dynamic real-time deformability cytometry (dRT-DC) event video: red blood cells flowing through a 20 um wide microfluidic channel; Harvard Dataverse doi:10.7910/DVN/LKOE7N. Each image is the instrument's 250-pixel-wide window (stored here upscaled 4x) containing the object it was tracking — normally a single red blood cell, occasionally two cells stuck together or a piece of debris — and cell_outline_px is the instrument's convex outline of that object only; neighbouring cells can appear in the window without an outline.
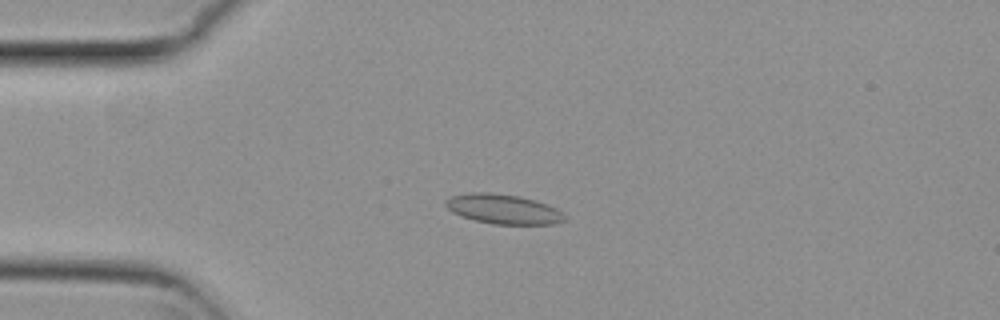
{"species": "common noctule bat (a hibernating species)", "species_latin": "Nyctalus noctula", "temperature_condition": "cold", "stored_images_in_passage": 54, "camera_frame_rate_fps": 3000, "um_per_image_px": 0.085, "animal": {"sex": "female", "body_mass_g": 29.2, "forearm_length_mm": 56.3}, "frame": {"image": 1, "passage_image": 13, "time_ms": 4.0, "image_size_px": [1000, 320], "cell_outline_px": [[564, 220], [552, 224], [492, 224], [476, 220], [452, 212], [444, 204], [444, 200], [448, 196], [468, 192], [488, 192], [520, 196], [536, 200], [548, 204], [564, 212]], "centroid_in_image_um": [42.76, 17.75], "position_along_channel_um": 42.2, "area_um2": 20.69}}
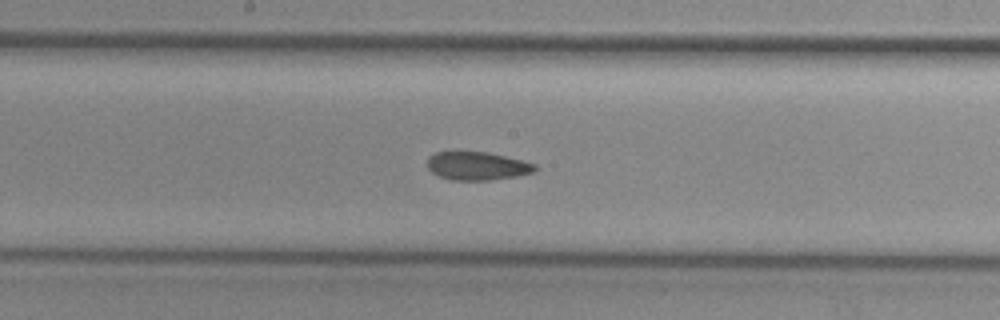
{"frame": {"image": 2, "passage_image": 28, "time_ms": 9.0, "image_size_px": [1000, 320], "cell_outline_px": [[536, 172], [516, 176], [488, 180], [452, 180], [440, 176], [432, 172], [428, 168], [428, 156], [436, 152], [488, 152], [536, 164]], "centroid_in_image_um": [40.56, 14.11], "position_along_channel_um": 207.6, "area_um2": 17.57}}
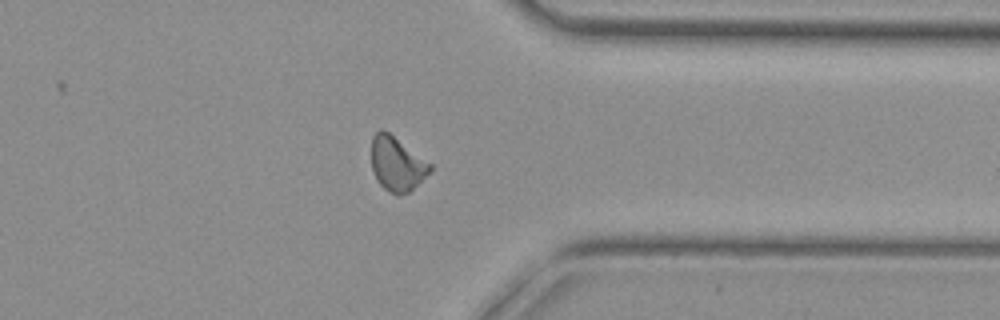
{"frame": {"image": 3, "passage_image": 42, "time_ms": 13.667, "image_size_px": [1000, 320], "cell_outline_px": [[432, 172], [408, 192], [400, 196], [396, 196], [388, 192], [376, 180], [372, 168], [372, 136], [380, 128], [384, 128], [432, 164]], "centroid_in_image_um": [33.74, 13.93], "position_along_channel_um": 377.7, "area_um2": 18.84}, "authors_computed_cell_mechanics": {"area_um2": 18.4382, "velocity_mm_per_s": 3.7892, "shape_relaxation_time_tau1_ms": null, "shape_relaxation_time_tau2_ms": 2.4151, "deformation_change_tau1": null, "deformation_change_tau2": 0.0713}}